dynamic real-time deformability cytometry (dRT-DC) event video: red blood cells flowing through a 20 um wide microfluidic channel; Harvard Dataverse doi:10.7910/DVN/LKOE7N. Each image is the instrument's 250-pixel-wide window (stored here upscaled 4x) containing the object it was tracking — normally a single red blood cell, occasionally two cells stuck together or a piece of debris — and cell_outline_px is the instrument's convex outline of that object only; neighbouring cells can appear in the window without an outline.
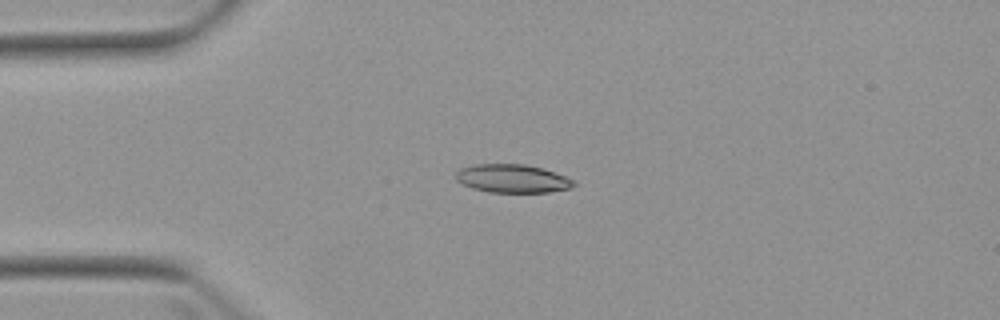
{"species": "Egyptian fruit bat (a non-hibernating species)", "species_latin": "Rousettus aegyptiacus", "temperature_condition": "warm", "stored_images_in_passage": 2, "camera_frame_rate_fps": 3000, "um_per_image_px": 0.085, "animal": {"sex": "female"}, "frame": {"image": 1, "passage_image": 1, "time_ms": 0.0, "image_size_px": [1000, 320], "cell_outline_px": [[576, 184], [572, 188], [548, 192], [488, 192], [472, 188], [460, 184], [456, 180], [456, 172], [460, 168], [476, 164], [524, 164], [540, 168], [564, 176], [572, 180]], "centroid_in_image_um": [43.5, 15.18], "position_along_channel_um": 41.5, "area_um2": 19.36}}